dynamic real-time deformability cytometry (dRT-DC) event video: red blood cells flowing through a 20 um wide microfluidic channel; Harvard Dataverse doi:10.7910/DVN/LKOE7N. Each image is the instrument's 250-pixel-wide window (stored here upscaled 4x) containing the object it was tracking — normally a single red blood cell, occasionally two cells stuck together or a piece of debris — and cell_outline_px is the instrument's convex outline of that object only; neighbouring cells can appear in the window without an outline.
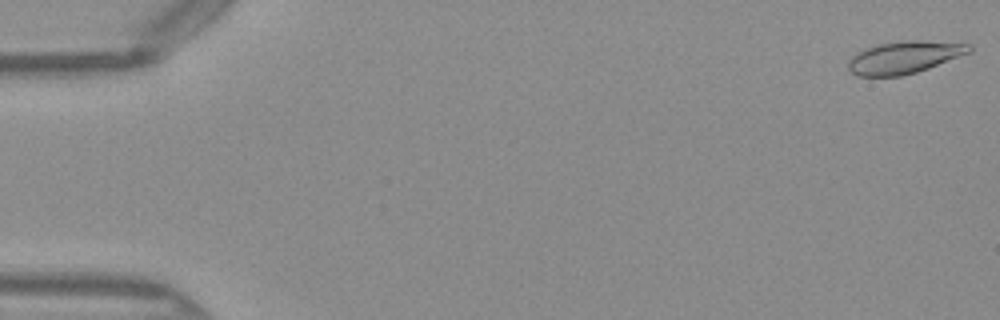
{"species": "Egyptian fruit bat (a non-hibernating species)", "species_latin": "Rousettus aegyptiacus", "temperature_condition": "warm", "stored_images_in_passage": 46, "camera_frame_rate_fps": 3000, "um_per_image_px": 0.085, "frame": {"image": 1, "passage_image": 1, "time_ms": 0.0, "image_size_px": [1000, 320], "cell_outline_px": [[972, 52], [928, 68], [916, 72], [900, 76], [856, 76], [848, 68], [848, 60], [852, 56], [864, 48], [880, 44], [908, 40], [920, 40], [972, 44]], "centroid_in_image_um": [76.87, 4.87], "position_along_channel_um": 8.1, "area_um2": 22.77}}
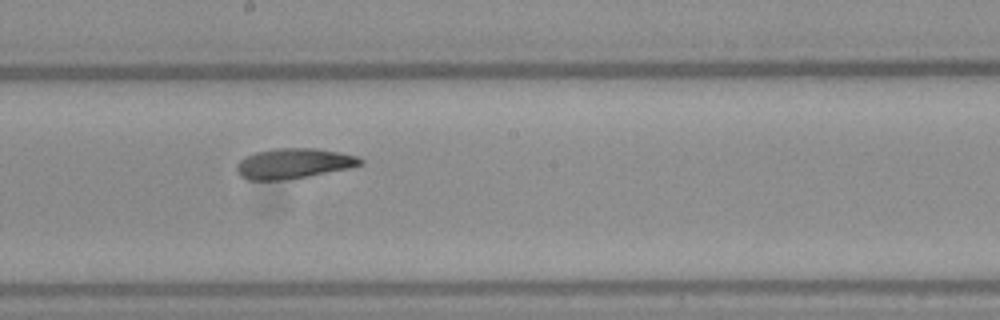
{"frame": {"image": 2, "passage_image": 28, "time_ms": 9.0, "image_size_px": [1000, 320], "cell_outline_px": [[364, 164], [348, 168], [308, 176], [280, 180], [248, 180], [240, 176], [236, 172], [236, 164], [244, 156], [256, 152], [276, 148], [316, 148], [340, 152], [360, 156], [364, 160]], "centroid_in_image_um": [24.96, 13.89], "position_along_channel_um": 223.2, "area_um2": 21.96}}
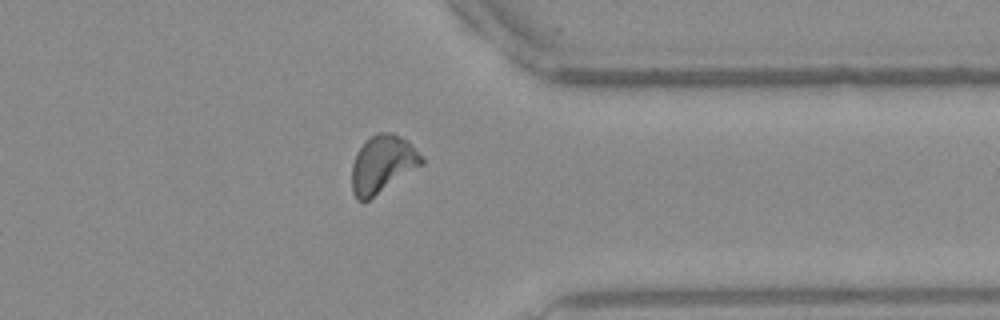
{"frame": {"image": 3, "passage_image": 40, "time_ms": 13.0, "image_size_px": [1000, 320], "cell_outline_px": [[424, 164], [364, 204], [356, 200], [352, 192], [352, 164], [356, 152], [376, 132], [392, 132], [408, 140], [424, 156]], "centroid_in_image_um": [32.53, 13.99], "position_along_channel_um": 378.9, "area_um2": 23.93}, "authors_computed_cell_mechanics": {"area_um2": 22.4842, "velocity_mm_per_s": 4.0517, "shape_relaxation_time_tau1_ms": 8.0854, "shape_relaxation_time_tau2_ms": 2.6816, "deformation_change_tau1": 0.1853, "deformation_change_tau2": 0.1081}}